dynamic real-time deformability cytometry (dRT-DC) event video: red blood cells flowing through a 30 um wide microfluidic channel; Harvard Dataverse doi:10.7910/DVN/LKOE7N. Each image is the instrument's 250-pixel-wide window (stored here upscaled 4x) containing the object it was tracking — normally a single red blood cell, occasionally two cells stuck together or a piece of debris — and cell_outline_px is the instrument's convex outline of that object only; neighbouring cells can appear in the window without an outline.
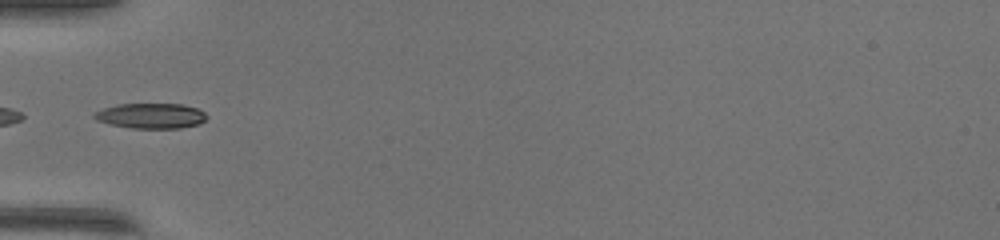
{"species": "common noctule bat (a hibernating species)", "species_latin": "Nyctalus noctula", "temperature_condition": "warm", "stored_images_in_passage": 33, "camera_frame_rate_fps": 3000, "um_per_image_px": 0.085, "animal": {"sex": "female", "body_mass_g": 17.0, "forearm_length_mm": 48.0}, "frame": {"image": 1, "passage_image": 1, "time_ms": 0.0, "image_size_px": [1000, 240], "cell_outline_px": [[208, 116], [200, 124], [180, 128], [132, 128], [108, 124], [96, 120], [92, 116], [92, 112], [116, 104], [184, 104], [196, 108], [204, 112]], "centroid_in_image_um": [12.8, 9.84], "position_along_channel_um": 72.2, "area_um2": 16.7}}
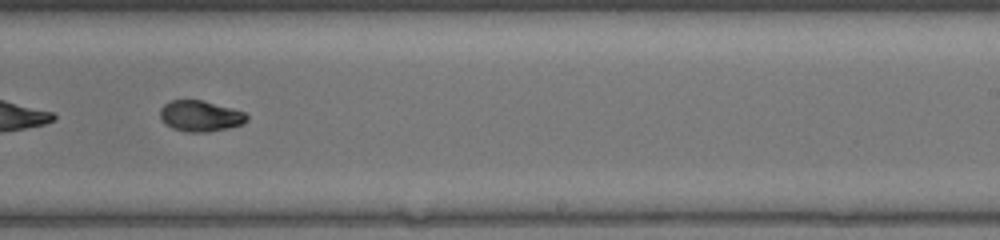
{"frame": {"image": 2, "passage_image": 15, "time_ms": 4.667, "image_size_px": [1000, 240], "cell_outline_px": [[248, 120], [244, 124], [228, 128], [208, 132], [188, 132], [172, 128], [164, 124], [160, 120], [160, 108], [168, 100], [200, 100], [232, 108], [244, 112], [248, 116]], "centroid_in_image_um": [17.0, 9.87], "position_along_channel_um": 272.0, "area_um2": 15.78}}
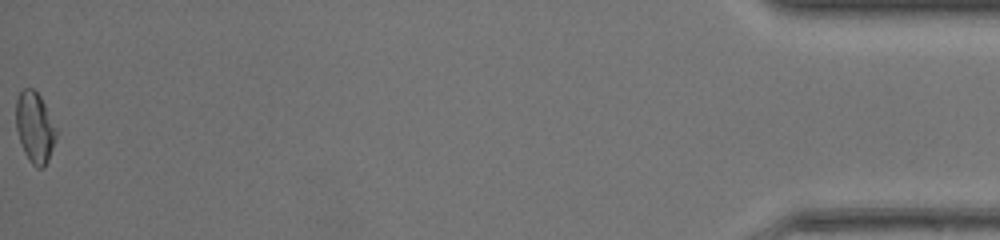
{"frame": {"image": 3, "passage_image": 33, "time_ms": 10.667, "image_size_px": [1000, 240], "cell_outline_px": [[56, 136], [48, 160], [44, 168], [36, 168], [32, 164], [24, 152], [20, 144], [16, 128], [16, 100], [20, 92], [24, 88], [32, 88], [40, 96], [44, 104], [56, 132]], "centroid_in_image_um": [2.92, 10.85], "position_along_channel_um": 432.3, "area_um2": 16.24}, "authors_computed_cell_mechanics": {"area_um2": 15.8372, "velocity_mm_per_s": 4.2825, "shape_relaxation_time_tau1_ms": 4.4769, "shape_relaxation_time_tau2_ms": 2.5278, "deformation_change_tau1": 0.1927, "deformation_change_tau2": 0.0644}}